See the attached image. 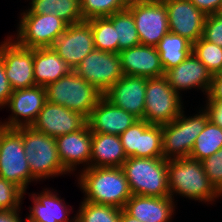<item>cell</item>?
I'll list each match as a JSON object with an SVG mask.
<instances>
[{"mask_svg":"<svg viewBox=\"0 0 222 222\" xmlns=\"http://www.w3.org/2000/svg\"><path fill=\"white\" fill-rule=\"evenodd\" d=\"M84 201L123 209L132 196L121 167H89L79 176Z\"/></svg>","mask_w":222,"mask_h":222,"instance_id":"obj_1","label":"cell"},{"mask_svg":"<svg viewBox=\"0 0 222 222\" xmlns=\"http://www.w3.org/2000/svg\"><path fill=\"white\" fill-rule=\"evenodd\" d=\"M168 188L174 193L199 201H213L222 196L210 183L201 161L190 157L168 160Z\"/></svg>","mask_w":222,"mask_h":222,"instance_id":"obj_2","label":"cell"},{"mask_svg":"<svg viewBox=\"0 0 222 222\" xmlns=\"http://www.w3.org/2000/svg\"><path fill=\"white\" fill-rule=\"evenodd\" d=\"M121 169L132 195L170 196L167 159L129 157Z\"/></svg>","mask_w":222,"mask_h":222,"instance_id":"obj_3","label":"cell"},{"mask_svg":"<svg viewBox=\"0 0 222 222\" xmlns=\"http://www.w3.org/2000/svg\"><path fill=\"white\" fill-rule=\"evenodd\" d=\"M47 102L65 106L86 119L103 94L74 71L45 87Z\"/></svg>","mask_w":222,"mask_h":222,"instance_id":"obj_4","label":"cell"},{"mask_svg":"<svg viewBox=\"0 0 222 222\" xmlns=\"http://www.w3.org/2000/svg\"><path fill=\"white\" fill-rule=\"evenodd\" d=\"M22 141L31 175L36 180L68 172L59 159L54 137L32 127H22Z\"/></svg>","mask_w":222,"mask_h":222,"instance_id":"obj_5","label":"cell"},{"mask_svg":"<svg viewBox=\"0 0 222 222\" xmlns=\"http://www.w3.org/2000/svg\"><path fill=\"white\" fill-rule=\"evenodd\" d=\"M0 177L19 187L24 193L31 175L22 141V127L0 126Z\"/></svg>","mask_w":222,"mask_h":222,"instance_id":"obj_6","label":"cell"},{"mask_svg":"<svg viewBox=\"0 0 222 222\" xmlns=\"http://www.w3.org/2000/svg\"><path fill=\"white\" fill-rule=\"evenodd\" d=\"M184 111L172 122L162 125L163 158L170 160L190 157L196 138L203 131L208 117L202 110L199 115L186 118Z\"/></svg>","mask_w":222,"mask_h":222,"instance_id":"obj_7","label":"cell"},{"mask_svg":"<svg viewBox=\"0 0 222 222\" xmlns=\"http://www.w3.org/2000/svg\"><path fill=\"white\" fill-rule=\"evenodd\" d=\"M181 97L165 76L147 78L143 119L149 124L164 125L174 121L183 111Z\"/></svg>","mask_w":222,"mask_h":222,"instance_id":"obj_8","label":"cell"},{"mask_svg":"<svg viewBox=\"0 0 222 222\" xmlns=\"http://www.w3.org/2000/svg\"><path fill=\"white\" fill-rule=\"evenodd\" d=\"M16 43L25 48L52 47L68 24L54 14L22 13Z\"/></svg>","mask_w":222,"mask_h":222,"instance_id":"obj_9","label":"cell"},{"mask_svg":"<svg viewBox=\"0 0 222 222\" xmlns=\"http://www.w3.org/2000/svg\"><path fill=\"white\" fill-rule=\"evenodd\" d=\"M74 72L93 84L102 94L124 76L119 53L97 49L91 51Z\"/></svg>","mask_w":222,"mask_h":222,"instance_id":"obj_10","label":"cell"},{"mask_svg":"<svg viewBox=\"0 0 222 222\" xmlns=\"http://www.w3.org/2000/svg\"><path fill=\"white\" fill-rule=\"evenodd\" d=\"M133 15L140 44L157 46L169 32L167 9L163 0L127 8Z\"/></svg>","mask_w":222,"mask_h":222,"instance_id":"obj_11","label":"cell"},{"mask_svg":"<svg viewBox=\"0 0 222 222\" xmlns=\"http://www.w3.org/2000/svg\"><path fill=\"white\" fill-rule=\"evenodd\" d=\"M10 38L0 45V60L12 90L35 86L33 49L22 47Z\"/></svg>","mask_w":222,"mask_h":222,"instance_id":"obj_12","label":"cell"},{"mask_svg":"<svg viewBox=\"0 0 222 222\" xmlns=\"http://www.w3.org/2000/svg\"><path fill=\"white\" fill-rule=\"evenodd\" d=\"M52 48L72 71L95 49L91 25L87 21L68 25Z\"/></svg>","mask_w":222,"mask_h":222,"instance_id":"obj_13","label":"cell"},{"mask_svg":"<svg viewBox=\"0 0 222 222\" xmlns=\"http://www.w3.org/2000/svg\"><path fill=\"white\" fill-rule=\"evenodd\" d=\"M46 102L45 87L35 85L13 90L6 104L11 109L13 116L5 123L1 122L0 126L5 128L31 127Z\"/></svg>","mask_w":222,"mask_h":222,"instance_id":"obj_14","label":"cell"},{"mask_svg":"<svg viewBox=\"0 0 222 222\" xmlns=\"http://www.w3.org/2000/svg\"><path fill=\"white\" fill-rule=\"evenodd\" d=\"M167 9L169 32L194 43L203 35L206 15L190 0H163Z\"/></svg>","mask_w":222,"mask_h":222,"instance_id":"obj_15","label":"cell"},{"mask_svg":"<svg viewBox=\"0 0 222 222\" xmlns=\"http://www.w3.org/2000/svg\"><path fill=\"white\" fill-rule=\"evenodd\" d=\"M87 119L65 106L46 102L31 127L50 137H58L80 130Z\"/></svg>","mask_w":222,"mask_h":222,"instance_id":"obj_16","label":"cell"},{"mask_svg":"<svg viewBox=\"0 0 222 222\" xmlns=\"http://www.w3.org/2000/svg\"><path fill=\"white\" fill-rule=\"evenodd\" d=\"M147 78L124 75L103 96L137 119H143Z\"/></svg>","mask_w":222,"mask_h":222,"instance_id":"obj_17","label":"cell"},{"mask_svg":"<svg viewBox=\"0 0 222 222\" xmlns=\"http://www.w3.org/2000/svg\"><path fill=\"white\" fill-rule=\"evenodd\" d=\"M137 120L132 114L115 106L102 96L86 121L92 133L119 136Z\"/></svg>","mask_w":222,"mask_h":222,"instance_id":"obj_18","label":"cell"},{"mask_svg":"<svg viewBox=\"0 0 222 222\" xmlns=\"http://www.w3.org/2000/svg\"><path fill=\"white\" fill-rule=\"evenodd\" d=\"M124 75L157 78L165 75L155 46L139 44L119 52Z\"/></svg>","mask_w":222,"mask_h":222,"instance_id":"obj_19","label":"cell"},{"mask_svg":"<svg viewBox=\"0 0 222 222\" xmlns=\"http://www.w3.org/2000/svg\"><path fill=\"white\" fill-rule=\"evenodd\" d=\"M176 93L179 90L202 88L208 94L213 75L192 52L179 65L167 70L164 75Z\"/></svg>","mask_w":222,"mask_h":222,"instance_id":"obj_20","label":"cell"},{"mask_svg":"<svg viewBox=\"0 0 222 222\" xmlns=\"http://www.w3.org/2000/svg\"><path fill=\"white\" fill-rule=\"evenodd\" d=\"M62 166L70 173L78 164L90 167L92 132L87 123L75 132L55 138Z\"/></svg>","mask_w":222,"mask_h":222,"instance_id":"obj_21","label":"cell"},{"mask_svg":"<svg viewBox=\"0 0 222 222\" xmlns=\"http://www.w3.org/2000/svg\"><path fill=\"white\" fill-rule=\"evenodd\" d=\"M174 198L132 195L123 210L140 222H170Z\"/></svg>","mask_w":222,"mask_h":222,"instance_id":"obj_22","label":"cell"},{"mask_svg":"<svg viewBox=\"0 0 222 222\" xmlns=\"http://www.w3.org/2000/svg\"><path fill=\"white\" fill-rule=\"evenodd\" d=\"M35 85L46 87L72 70L52 47L33 49Z\"/></svg>","mask_w":222,"mask_h":222,"instance_id":"obj_23","label":"cell"},{"mask_svg":"<svg viewBox=\"0 0 222 222\" xmlns=\"http://www.w3.org/2000/svg\"><path fill=\"white\" fill-rule=\"evenodd\" d=\"M127 159L119 136L92 133L90 167H121Z\"/></svg>","mask_w":222,"mask_h":222,"instance_id":"obj_24","label":"cell"},{"mask_svg":"<svg viewBox=\"0 0 222 222\" xmlns=\"http://www.w3.org/2000/svg\"><path fill=\"white\" fill-rule=\"evenodd\" d=\"M33 207H30V215L26 222H70L66 205L63 200L53 194L50 190L33 194Z\"/></svg>","mask_w":222,"mask_h":222,"instance_id":"obj_25","label":"cell"},{"mask_svg":"<svg viewBox=\"0 0 222 222\" xmlns=\"http://www.w3.org/2000/svg\"><path fill=\"white\" fill-rule=\"evenodd\" d=\"M164 72L179 65L191 53L193 43L185 37L168 32L156 46Z\"/></svg>","mask_w":222,"mask_h":222,"instance_id":"obj_26","label":"cell"},{"mask_svg":"<svg viewBox=\"0 0 222 222\" xmlns=\"http://www.w3.org/2000/svg\"><path fill=\"white\" fill-rule=\"evenodd\" d=\"M28 9L33 14H54L68 25L84 21L80 11V0H31Z\"/></svg>","mask_w":222,"mask_h":222,"instance_id":"obj_27","label":"cell"},{"mask_svg":"<svg viewBox=\"0 0 222 222\" xmlns=\"http://www.w3.org/2000/svg\"><path fill=\"white\" fill-rule=\"evenodd\" d=\"M222 148V129L209 120L198 135L190 153V158L202 161Z\"/></svg>","mask_w":222,"mask_h":222,"instance_id":"obj_28","label":"cell"},{"mask_svg":"<svg viewBox=\"0 0 222 222\" xmlns=\"http://www.w3.org/2000/svg\"><path fill=\"white\" fill-rule=\"evenodd\" d=\"M107 18L116 29V40H119V52L140 44L133 15L128 9L114 13Z\"/></svg>","mask_w":222,"mask_h":222,"instance_id":"obj_29","label":"cell"},{"mask_svg":"<svg viewBox=\"0 0 222 222\" xmlns=\"http://www.w3.org/2000/svg\"><path fill=\"white\" fill-rule=\"evenodd\" d=\"M87 22L92 28L95 49L119 53V40H116V29L107 17L93 18Z\"/></svg>","mask_w":222,"mask_h":222,"instance_id":"obj_30","label":"cell"},{"mask_svg":"<svg viewBox=\"0 0 222 222\" xmlns=\"http://www.w3.org/2000/svg\"><path fill=\"white\" fill-rule=\"evenodd\" d=\"M81 204L76 222H120L121 208L87 201Z\"/></svg>","mask_w":222,"mask_h":222,"instance_id":"obj_31","label":"cell"},{"mask_svg":"<svg viewBox=\"0 0 222 222\" xmlns=\"http://www.w3.org/2000/svg\"><path fill=\"white\" fill-rule=\"evenodd\" d=\"M192 52L212 75L222 72V47L201 37L193 43Z\"/></svg>","mask_w":222,"mask_h":222,"instance_id":"obj_32","label":"cell"},{"mask_svg":"<svg viewBox=\"0 0 222 222\" xmlns=\"http://www.w3.org/2000/svg\"><path fill=\"white\" fill-rule=\"evenodd\" d=\"M162 125L151 124L141 135L137 158H163Z\"/></svg>","mask_w":222,"mask_h":222,"instance_id":"obj_33","label":"cell"},{"mask_svg":"<svg viewBox=\"0 0 222 222\" xmlns=\"http://www.w3.org/2000/svg\"><path fill=\"white\" fill-rule=\"evenodd\" d=\"M127 9L122 0H80L83 20L108 17Z\"/></svg>","mask_w":222,"mask_h":222,"instance_id":"obj_34","label":"cell"},{"mask_svg":"<svg viewBox=\"0 0 222 222\" xmlns=\"http://www.w3.org/2000/svg\"><path fill=\"white\" fill-rule=\"evenodd\" d=\"M150 125L144 119H138L131 127L119 135L127 158L136 157V150H139L140 135Z\"/></svg>","mask_w":222,"mask_h":222,"instance_id":"obj_35","label":"cell"},{"mask_svg":"<svg viewBox=\"0 0 222 222\" xmlns=\"http://www.w3.org/2000/svg\"><path fill=\"white\" fill-rule=\"evenodd\" d=\"M23 194L19 187L0 177V210L19 209Z\"/></svg>","mask_w":222,"mask_h":222,"instance_id":"obj_36","label":"cell"},{"mask_svg":"<svg viewBox=\"0 0 222 222\" xmlns=\"http://www.w3.org/2000/svg\"><path fill=\"white\" fill-rule=\"evenodd\" d=\"M210 183L222 195V148L201 161Z\"/></svg>","mask_w":222,"mask_h":222,"instance_id":"obj_37","label":"cell"},{"mask_svg":"<svg viewBox=\"0 0 222 222\" xmlns=\"http://www.w3.org/2000/svg\"><path fill=\"white\" fill-rule=\"evenodd\" d=\"M202 37L222 47V15L220 13L206 15Z\"/></svg>","mask_w":222,"mask_h":222,"instance_id":"obj_38","label":"cell"},{"mask_svg":"<svg viewBox=\"0 0 222 222\" xmlns=\"http://www.w3.org/2000/svg\"><path fill=\"white\" fill-rule=\"evenodd\" d=\"M206 109L208 120L222 129V101L208 100Z\"/></svg>","mask_w":222,"mask_h":222,"instance_id":"obj_39","label":"cell"},{"mask_svg":"<svg viewBox=\"0 0 222 222\" xmlns=\"http://www.w3.org/2000/svg\"><path fill=\"white\" fill-rule=\"evenodd\" d=\"M12 88L5 74V68L0 60V107L5 106L12 94Z\"/></svg>","mask_w":222,"mask_h":222,"instance_id":"obj_40","label":"cell"},{"mask_svg":"<svg viewBox=\"0 0 222 222\" xmlns=\"http://www.w3.org/2000/svg\"><path fill=\"white\" fill-rule=\"evenodd\" d=\"M205 15L219 13L222 0H190Z\"/></svg>","mask_w":222,"mask_h":222,"instance_id":"obj_41","label":"cell"},{"mask_svg":"<svg viewBox=\"0 0 222 222\" xmlns=\"http://www.w3.org/2000/svg\"><path fill=\"white\" fill-rule=\"evenodd\" d=\"M206 98H208V100L222 101V72L213 75L212 83Z\"/></svg>","mask_w":222,"mask_h":222,"instance_id":"obj_42","label":"cell"},{"mask_svg":"<svg viewBox=\"0 0 222 222\" xmlns=\"http://www.w3.org/2000/svg\"><path fill=\"white\" fill-rule=\"evenodd\" d=\"M18 210H0V222H22Z\"/></svg>","mask_w":222,"mask_h":222,"instance_id":"obj_43","label":"cell"},{"mask_svg":"<svg viewBox=\"0 0 222 222\" xmlns=\"http://www.w3.org/2000/svg\"><path fill=\"white\" fill-rule=\"evenodd\" d=\"M122 1L124 3V6L128 8L130 6H134L138 4L150 3V2H153L154 0H122Z\"/></svg>","mask_w":222,"mask_h":222,"instance_id":"obj_44","label":"cell"},{"mask_svg":"<svg viewBox=\"0 0 222 222\" xmlns=\"http://www.w3.org/2000/svg\"><path fill=\"white\" fill-rule=\"evenodd\" d=\"M120 222H140L138 219L133 218L127 214L123 209H121Z\"/></svg>","mask_w":222,"mask_h":222,"instance_id":"obj_45","label":"cell"},{"mask_svg":"<svg viewBox=\"0 0 222 222\" xmlns=\"http://www.w3.org/2000/svg\"><path fill=\"white\" fill-rule=\"evenodd\" d=\"M71 222H76V217L74 216V219H73V221L71 220Z\"/></svg>","mask_w":222,"mask_h":222,"instance_id":"obj_46","label":"cell"}]
</instances>
